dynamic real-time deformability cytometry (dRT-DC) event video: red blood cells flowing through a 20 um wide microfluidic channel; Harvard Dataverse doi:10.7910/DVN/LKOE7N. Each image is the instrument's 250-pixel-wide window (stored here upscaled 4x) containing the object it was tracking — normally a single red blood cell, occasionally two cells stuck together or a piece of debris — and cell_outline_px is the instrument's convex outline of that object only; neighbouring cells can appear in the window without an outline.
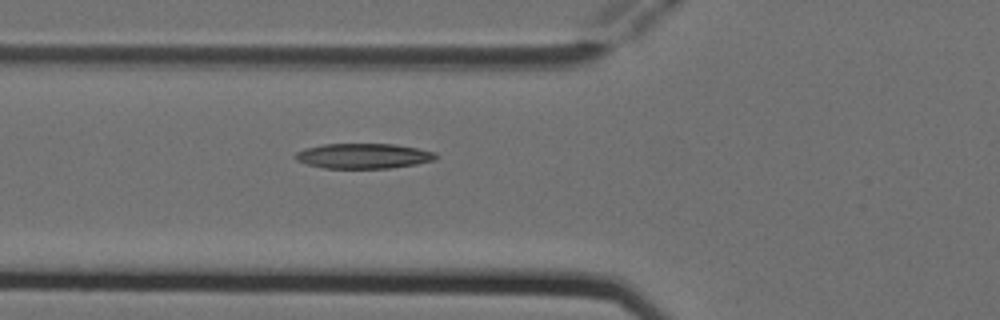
{"species": "Egyptian fruit bat (a non-hibernating species)", "species_latin": "Rousettus aegyptiacus", "temperature_condition": "cold", "stored_images_in_passage": 4, "camera_frame_rate_fps": 3000, "um_per_image_px": 0.085, "animal": {"sex": "female"}, "frame": {"image": 1, "passage_image": 4, "time_ms": 1.0, "image_size_px": [1000, 320], "cell_outline_px": [[440, 156], [436, 160], [416, 164], [388, 168], [324, 168], [308, 164], [296, 160], [292, 156], [296, 152], [304, 148], [324, 144], [392, 144], [416, 148], [436, 152]], "centroid_in_image_um": [30.9, 13.25], "position_along_channel_um": 94.9, "area_um2": 20.63}}